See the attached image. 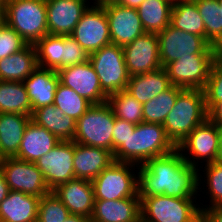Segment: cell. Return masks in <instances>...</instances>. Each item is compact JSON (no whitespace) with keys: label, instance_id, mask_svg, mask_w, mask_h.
<instances>
[{"label":"cell","instance_id":"1","mask_svg":"<svg viewBox=\"0 0 222 222\" xmlns=\"http://www.w3.org/2000/svg\"><path fill=\"white\" fill-rule=\"evenodd\" d=\"M138 187L141 200L155 195L198 198V169L189 165L175 149L139 165Z\"/></svg>","mask_w":222,"mask_h":222},{"label":"cell","instance_id":"2","mask_svg":"<svg viewBox=\"0 0 222 222\" xmlns=\"http://www.w3.org/2000/svg\"><path fill=\"white\" fill-rule=\"evenodd\" d=\"M176 146L167 137L162 124L142 122L113 153L114 161L145 164L149 159L172 153Z\"/></svg>","mask_w":222,"mask_h":222},{"label":"cell","instance_id":"3","mask_svg":"<svg viewBox=\"0 0 222 222\" xmlns=\"http://www.w3.org/2000/svg\"><path fill=\"white\" fill-rule=\"evenodd\" d=\"M207 113L204 90L183 89L163 123L167 137L177 147L207 120Z\"/></svg>","mask_w":222,"mask_h":222},{"label":"cell","instance_id":"4","mask_svg":"<svg viewBox=\"0 0 222 222\" xmlns=\"http://www.w3.org/2000/svg\"><path fill=\"white\" fill-rule=\"evenodd\" d=\"M4 22L27 44H35L48 34L46 0H8Z\"/></svg>","mask_w":222,"mask_h":222},{"label":"cell","instance_id":"5","mask_svg":"<svg viewBox=\"0 0 222 222\" xmlns=\"http://www.w3.org/2000/svg\"><path fill=\"white\" fill-rule=\"evenodd\" d=\"M91 183L95 200L139 197V165L114 161Z\"/></svg>","mask_w":222,"mask_h":222},{"label":"cell","instance_id":"6","mask_svg":"<svg viewBox=\"0 0 222 222\" xmlns=\"http://www.w3.org/2000/svg\"><path fill=\"white\" fill-rule=\"evenodd\" d=\"M200 212L198 198L155 195L141 200V222H197Z\"/></svg>","mask_w":222,"mask_h":222},{"label":"cell","instance_id":"7","mask_svg":"<svg viewBox=\"0 0 222 222\" xmlns=\"http://www.w3.org/2000/svg\"><path fill=\"white\" fill-rule=\"evenodd\" d=\"M114 121V112L107 102L93 105L76 121L73 141L113 153Z\"/></svg>","mask_w":222,"mask_h":222},{"label":"cell","instance_id":"8","mask_svg":"<svg viewBox=\"0 0 222 222\" xmlns=\"http://www.w3.org/2000/svg\"><path fill=\"white\" fill-rule=\"evenodd\" d=\"M89 62L98 75L102 90L109 96L125 91L130 74L125 64L123 47L108 44L89 54Z\"/></svg>","mask_w":222,"mask_h":222},{"label":"cell","instance_id":"9","mask_svg":"<svg viewBox=\"0 0 222 222\" xmlns=\"http://www.w3.org/2000/svg\"><path fill=\"white\" fill-rule=\"evenodd\" d=\"M176 149L189 165L197 169L217 162L220 157L219 129L207 119L198 125Z\"/></svg>","mask_w":222,"mask_h":222},{"label":"cell","instance_id":"10","mask_svg":"<svg viewBox=\"0 0 222 222\" xmlns=\"http://www.w3.org/2000/svg\"><path fill=\"white\" fill-rule=\"evenodd\" d=\"M162 67L191 54H217L204 37L174 28L170 24L157 34Z\"/></svg>","mask_w":222,"mask_h":222},{"label":"cell","instance_id":"11","mask_svg":"<svg viewBox=\"0 0 222 222\" xmlns=\"http://www.w3.org/2000/svg\"><path fill=\"white\" fill-rule=\"evenodd\" d=\"M217 58V54H191L168 63L164 68L171 85L183 89L203 90Z\"/></svg>","mask_w":222,"mask_h":222},{"label":"cell","instance_id":"12","mask_svg":"<svg viewBox=\"0 0 222 222\" xmlns=\"http://www.w3.org/2000/svg\"><path fill=\"white\" fill-rule=\"evenodd\" d=\"M0 171L12 191L40 198L52 192L35 163L16 157L3 158L0 159Z\"/></svg>","mask_w":222,"mask_h":222},{"label":"cell","instance_id":"13","mask_svg":"<svg viewBox=\"0 0 222 222\" xmlns=\"http://www.w3.org/2000/svg\"><path fill=\"white\" fill-rule=\"evenodd\" d=\"M71 36L88 54L111 44L105 8L91 4L83 13Z\"/></svg>","mask_w":222,"mask_h":222},{"label":"cell","instance_id":"14","mask_svg":"<svg viewBox=\"0 0 222 222\" xmlns=\"http://www.w3.org/2000/svg\"><path fill=\"white\" fill-rule=\"evenodd\" d=\"M74 152V141H60L52 150L35 162L51 191L58 185L75 178Z\"/></svg>","mask_w":222,"mask_h":222},{"label":"cell","instance_id":"15","mask_svg":"<svg viewBox=\"0 0 222 222\" xmlns=\"http://www.w3.org/2000/svg\"><path fill=\"white\" fill-rule=\"evenodd\" d=\"M60 83L73 89L93 105L106 103L108 95L102 90L99 78L91 63L86 61L57 71Z\"/></svg>","mask_w":222,"mask_h":222},{"label":"cell","instance_id":"16","mask_svg":"<svg viewBox=\"0 0 222 222\" xmlns=\"http://www.w3.org/2000/svg\"><path fill=\"white\" fill-rule=\"evenodd\" d=\"M123 52L130 76L153 72L162 67L156 33H143L125 45Z\"/></svg>","mask_w":222,"mask_h":222},{"label":"cell","instance_id":"17","mask_svg":"<svg viewBox=\"0 0 222 222\" xmlns=\"http://www.w3.org/2000/svg\"><path fill=\"white\" fill-rule=\"evenodd\" d=\"M90 0H46L48 34L71 35Z\"/></svg>","mask_w":222,"mask_h":222},{"label":"cell","instance_id":"18","mask_svg":"<svg viewBox=\"0 0 222 222\" xmlns=\"http://www.w3.org/2000/svg\"><path fill=\"white\" fill-rule=\"evenodd\" d=\"M111 43L124 47L145 33L137 9L111 4L104 7Z\"/></svg>","mask_w":222,"mask_h":222},{"label":"cell","instance_id":"19","mask_svg":"<svg viewBox=\"0 0 222 222\" xmlns=\"http://www.w3.org/2000/svg\"><path fill=\"white\" fill-rule=\"evenodd\" d=\"M52 193L62 201L70 214L91 219L95 203L91 181L74 178L58 185Z\"/></svg>","mask_w":222,"mask_h":222},{"label":"cell","instance_id":"20","mask_svg":"<svg viewBox=\"0 0 222 222\" xmlns=\"http://www.w3.org/2000/svg\"><path fill=\"white\" fill-rule=\"evenodd\" d=\"M91 222H141L140 197L95 200Z\"/></svg>","mask_w":222,"mask_h":222},{"label":"cell","instance_id":"21","mask_svg":"<svg viewBox=\"0 0 222 222\" xmlns=\"http://www.w3.org/2000/svg\"><path fill=\"white\" fill-rule=\"evenodd\" d=\"M113 162L111 151L75 142L73 159L75 178L92 181Z\"/></svg>","mask_w":222,"mask_h":222},{"label":"cell","instance_id":"22","mask_svg":"<svg viewBox=\"0 0 222 222\" xmlns=\"http://www.w3.org/2000/svg\"><path fill=\"white\" fill-rule=\"evenodd\" d=\"M23 83L32 113L38 108L54 104L55 92L60 83L57 71L38 67Z\"/></svg>","mask_w":222,"mask_h":222},{"label":"cell","instance_id":"23","mask_svg":"<svg viewBox=\"0 0 222 222\" xmlns=\"http://www.w3.org/2000/svg\"><path fill=\"white\" fill-rule=\"evenodd\" d=\"M59 142L60 140L55 135L30 120L15 157L35 163L40 157L52 150Z\"/></svg>","mask_w":222,"mask_h":222},{"label":"cell","instance_id":"24","mask_svg":"<svg viewBox=\"0 0 222 222\" xmlns=\"http://www.w3.org/2000/svg\"><path fill=\"white\" fill-rule=\"evenodd\" d=\"M40 197L10 190L0 203V222H36Z\"/></svg>","mask_w":222,"mask_h":222},{"label":"cell","instance_id":"25","mask_svg":"<svg viewBox=\"0 0 222 222\" xmlns=\"http://www.w3.org/2000/svg\"><path fill=\"white\" fill-rule=\"evenodd\" d=\"M39 67L34 44L0 59V80L23 82Z\"/></svg>","mask_w":222,"mask_h":222},{"label":"cell","instance_id":"26","mask_svg":"<svg viewBox=\"0 0 222 222\" xmlns=\"http://www.w3.org/2000/svg\"><path fill=\"white\" fill-rule=\"evenodd\" d=\"M31 116L0 113V159L15 157Z\"/></svg>","mask_w":222,"mask_h":222},{"label":"cell","instance_id":"27","mask_svg":"<svg viewBox=\"0 0 222 222\" xmlns=\"http://www.w3.org/2000/svg\"><path fill=\"white\" fill-rule=\"evenodd\" d=\"M170 86L167 71L164 67H161L153 72L130 76L125 91L138 102L144 104Z\"/></svg>","mask_w":222,"mask_h":222},{"label":"cell","instance_id":"28","mask_svg":"<svg viewBox=\"0 0 222 222\" xmlns=\"http://www.w3.org/2000/svg\"><path fill=\"white\" fill-rule=\"evenodd\" d=\"M198 196H200L198 197L200 209H207L214 206H222L221 162L217 161L209 163L201 166L198 169ZM202 197L204 200L202 199Z\"/></svg>","mask_w":222,"mask_h":222},{"label":"cell","instance_id":"29","mask_svg":"<svg viewBox=\"0 0 222 222\" xmlns=\"http://www.w3.org/2000/svg\"><path fill=\"white\" fill-rule=\"evenodd\" d=\"M31 120L44 127L60 141H73L76 120L63 114L54 104L36 109Z\"/></svg>","mask_w":222,"mask_h":222},{"label":"cell","instance_id":"30","mask_svg":"<svg viewBox=\"0 0 222 222\" xmlns=\"http://www.w3.org/2000/svg\"><path fill=\"white\" fill-rule=\"evenodd\" d=\"M173 4L167 0H145L138 8L145 32L160 33L169 24Z\"/></svg>","mask_w":222,"mask_h":222},{"label":"cell","instance_id":"31","mask_svg":"<svg viewBox=\"0 0 222 222\" xmlns=\"http://www.w3.org/2000/svg\"><path fill=\"white\" fill-rule=\"evenodd\" d=\"M0 113L32 116V107L23 82L0 80Z\"/></svg>","mask_w":222,"mask_h":222},{"label":"cell","instance_id":"32","mask_svg":"<svg viewBox=\"0 0 222 222\" xmlns=\"http://www.w3.org/2000/svg\"><path fill=\"white\" fill-rule=\"evenodd\" d=\"M170 25L205 38L204 23L193 0H182L173 4Z\"/></svg>","mask_w":222,"mask_h":222},{"label":"cell","instance_id":"33","mask_svg":"<svg viewBox=\"0 0 222 222\" xmlns=\"http://www.w3.org/2000/svg\"><path fill=\"white\" fill-rule=\"evenodd\" d=\"M202 17L205 39L215 48L222 42V9L219 0H193Z\"/></svg>","mask_w":222,"mask_h":222},{"label":"cell","instance_id":"34","mask_svg":"<svg viewBox=\"0 0 222 222\" xmlns=\"http://www.w3.org/2000/svg\"><path fill=\"white\" fill-rule=\"evenodd\" d=\"M183 88L171 85L164 92L143 104V122L164 123L168 113L172 110L178 94Z\"/></svg>","mask_w":222,"mask_h":222},{"label":"cell","instance_id":"35","mask_svg":"<svg viewBox=\"0 0 222 222\" xmlns=\"http://www.w3.org/2000/svg\"><path fill=\"white\" fill-rule=\"evenodd\" d=\"M34 46L39 67L55 71L62 69L63 36L47 34Z\"/></svg>","mask_w":222,"mask_h":222},{"label":"cell","instance_id":"36","mask_svg":"<svg viewBox=\"0 0 222 222\" xmlns=\"http://www.w3.org/2000/svg\"><path fill=\"white\" fill-rule=\"evenodd\" d=\"M107 103L111 106L115 117L136 125L143 122V104L126 91L110 94Z\"/></svg>","mask_w":222,"mask_h":222},{"label":"cell","instance_id":"37","mask_svg":"<svg viewBox=\"0 0 222 222\" xmlns=\"http://www.w3.org/2000/svg\"><path fill=\"white\" fill-rule=\"evenodd\" d=\"M54 105L64 115L78 120L93 106L91 102L78 95L73 89L59 83L55 92Z\"/></svg>","mask_w":222,"mask_h":222},{"label":"cell","instance_id":"38","mask_svg":"<svg viewBox=\"0 0 222 222\" xmlns=\"http://www.w3.org/2000/svg\"><path fill=\"white\" fill-rule=\"evenodd\" d=\"M69 215L68 208L51 192L40 198L36 222H64Z\"/></svg>","mask_w":222,"mask_h":222},{"label":"cell","instance_id":"39","mask_svg":"<svg viewBox=\"0 0 222 222\" xmlns=\"http://www.w3.org/2000/svg\"><path fill=\"white\" fill-rule=\"evenodd\" d=\"M206 105L222 103V57H218L210 70L209 78L203 89Z\"/></svg>","mask_w":222,"mask_h":222},{"label":"cell","instance_id":"40","mask_svg":"<svg viewBox=\"0 0 222 222\" xmlns=\"http://www.w3.org/2000/svg\"><path fill=\"white\" fill-rule=\"evenodd\" d=\"M25 40L5 22L0 27V59L23 49Z\"/></svg>","mask_w":222,"mask_h":222},{"label":"cell","instance_id":"41","mask_svg":"<svg viewBox=\"0 0 222 222\" xmlns=\"http://www.w3.org/2000/svg\"><path fill=\"white\" fill-rule=\"evenodd\" d=\"M88 60L89 54L71 35L63 36L62 68Z\"/></svg>","mask_w":222,"mask_h":222},{"label":"cell","instance_id":"42","mask_svg":"<svg viewBox=\"0 0 222 222\" xmlns=\"http://www.w3.org/2000/svg\"><path fill=\"white\" fill-rule=\"evenodd\" d=\"M136 124L115 117L113 126V153L126 141Z\"/></svg>","mask_w":222,"mask_h":222},{"label":"cell","instance_id":"43","mask_svg":"<svg viewBox=\"0 0 222 222\" xmlns=\"http://www.w3.org/2000/svg\"><path fill=\"white\" fill-rule=\"evenodd\" d=\"M200 218L204 222H222V206L201 209Z\"/></svg>","mask_w":222,"mask_h":222},{"label":"cell","instance_id":"44","mask_svg":"<svg viewBox=\"0 0 222 222\" xmlns=\"http://www.w3.org/2000/svg\"><path fill=\"white\" fill-rule=\"evenodd\" d=\"M207 119L216 125L218 128H222V103L217 105H206Z\"/></svg>","mask_w":222,"mask_h":222},{"label":"cell","instance_id":"45","mask_svg":"<svg viewBox=\"0 0 222 222\" xmlns=\"http://www.w3.org/2000/svg\"><path fill=\"white\" fill-rule=\"evenodd\" d=\"M10 189L5 181L3 173L0 171V203L8 196Z\"/></svg>","mask_w":222,"mask_h":222},{"label":"cell","instance_id":"46","mask_svg":"<svg viewBox=\"0 0 222 222\" xmlns=\"http://www.w3.org/2000/svg\"><path fill=\"white\" fill-rule=\"evenodd\" d=\"M145 0H120L119 5L137 9Z\"/></svg>","mask_w":222,"mask_h":222},{"label":"cell","instance_id":"47","mask_svg":"<svg viewBox=\"0 0 222 222\" xmlns=\"http://www.w3.org/2000/svg\"><path fill=\"white\" fill-rule=\"evenodd\" d=\"M64 222H91L87 217L70 214Z\"/></svg>","mask_w":222,"mask_h":222},{"label":"cell","instance_id":"48","mask_svg":"<svg viewBox=\"0 0 222 222\" xmlns=\"http://www.w3.org/2000/svg\"><path fill=\"white\" fill-rule=\"evenodd\" d=\"M120 0H91L92 5L105 7L111 4H118Z\"/></svg>","mask_w":222,"mask_h":222},{"label":"cell","instance_id":"49","mask_svg":"<svg viewBox=\"0 0 222 222\" xmlns=\"http://www.w3.org/2000/svg\"><path fill=\"white\" fill-rule=\"evenodd\" d=\"M219 129V148H220V157H219V162L222 163V128Z\"/></svg>","mask_w":222,"mask_h":222},{"label":"cell","instance_id":"50","mask_svg":"<svg viewBox=\"0 0 222 222\" xmlns=\"http://www.w3.org/2000/svg\"><path fill=\"white\" fill-rule=\"evenodd\" d=\"M4 23V8L0 7V27L3 25Z\"/></svg>","mask_w":222,"mask_h":222},{"label":"cell","instance_id":"51","mask_svg":"<svg viewBox=\"0 0 222 222\" xmlns=\"http://www.w3.org/2000/svg\"><path fill=\"white\" fill-rule=\"evenodd\" d=\"M218 57H222V42L216 47Z\"/></svg>","mask_w":222,"mask_h":222},{"label":"cell","instance_id":"52","mask_svg":"<svg viewBox=\"0 0 222 222\" xmlns=\"http://www.w3.org/2000/svg\"><path fill=\"white\" fill-rule=\"evenodd\" d=\"M8 0H0V7L4 8Z\"/></svg>","mask_w":222,"mask_h":222},{"label":"cell","instance_id":"53","mask_svg":"<svg viewBox=\"0 0 222 222\" xmlns=\"http://www.w3.org/2000/svg\"><path fill=\"white\" fill-rule=\"evenodd\" d=\"M167 1H169L172 4H175V3H178L179 1H182V0H167Z\"/></svg>","mask_w":222,"mask_h":222},{"label":"cell","instance_id":"54","mask_svg":"<svg viewBox=\"0 0 222 222\" xmlns=\"http://www.w3.org/2000/svg\"><path fill=\"white\" fill-rule=\"evenodd\" d=\"M220 9H222V0H219Z\"/></svg>","mask_w":222,"mask_h":222},{"label":"cell","instance_id":"55","mask_svg":"<svg viewBox=\"0 0 222 222\" xmlns=\"http://www.w3.org/2000/svg\"><path fill=\"white\" fill-rule=\"evenodd\" d=\"M197 222H204L201 218Z\"/></svg>","mask_w":222,"mask_h":222}]
</instances>
